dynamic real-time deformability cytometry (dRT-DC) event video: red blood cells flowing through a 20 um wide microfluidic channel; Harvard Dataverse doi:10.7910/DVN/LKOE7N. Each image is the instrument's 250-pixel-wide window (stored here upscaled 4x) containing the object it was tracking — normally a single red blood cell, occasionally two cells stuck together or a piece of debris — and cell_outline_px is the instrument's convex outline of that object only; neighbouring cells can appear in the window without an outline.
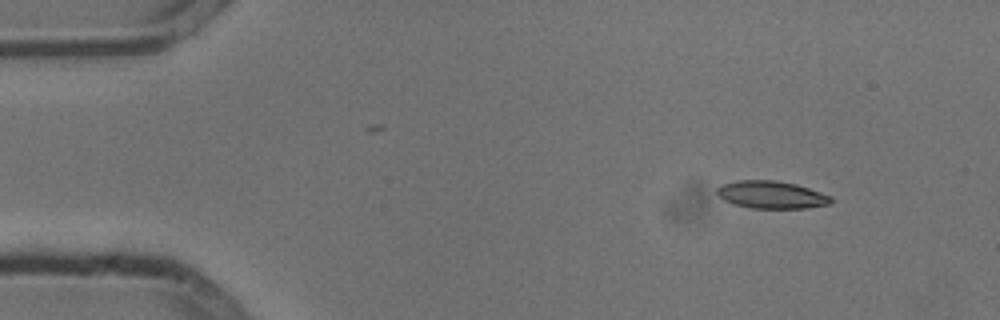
{"species": "common noctule bat (a hibernating species)", "species_latin": "Nyctalus noctula", "temperature_condition": "cold", "stored_images_in_passage": 4, "camera_frame_rate_fps": 3000, "um_per_image_px": 0.085, "animal": {"sex": "male", "body_mass_g": 13.3}, "frame": {"image": 1, "passage_image": 1, "time_ms": 0.0, "image_size_px": [1000, 320], "cell_outline_px": [[836, 200], [832, 204], [808, 208], [752, 208], [732, 204], [724, 200], [716, 192], [716, 188], [724, 184], [736, 180], [776, 180], [796, 184], [832, 196]], "centroid_in_image_um": [65.62, 16.56], "position_along_channel_um": 19.4, "area_um2": 18.5}}
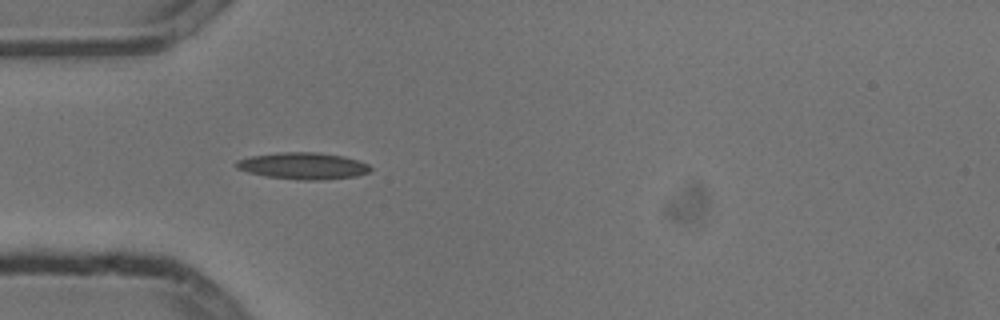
{"frame": {"image": 2, "passage_image": 4, "time_ms": 1.0, "image_size_px": [1000, 320], "cell_outline_px": [[372, 168], [368, 172], [356, 176], [324, 180], [300, 180], [264, 176], [248, 172], [236, 168], [236, 160], [252, 156], [276, 152], [320, 152], [344, 156], [368, 164]], "centroid_in_image_um": [25.75, 14.1], "position_along_channel_um": 59.2, "area_um2": 20.98}}